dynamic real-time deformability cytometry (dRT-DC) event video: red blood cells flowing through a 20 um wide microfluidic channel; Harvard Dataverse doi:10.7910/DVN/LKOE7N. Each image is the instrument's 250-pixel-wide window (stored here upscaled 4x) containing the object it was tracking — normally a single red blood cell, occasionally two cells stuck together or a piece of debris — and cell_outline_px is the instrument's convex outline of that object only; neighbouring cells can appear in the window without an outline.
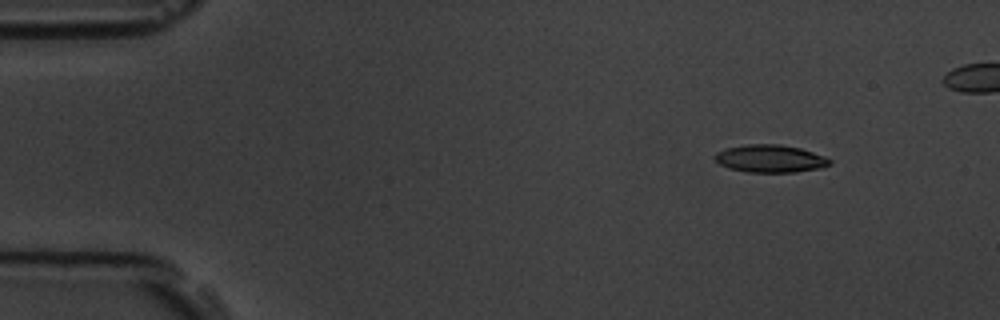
{"species": "common noctule bat (a hibernating species)", "species_latin": "Nyctalus noctula", "temperature_condition": "room temperature", "stored_images_in_passage": 5, "camera_frame_rate_fps": 3000, "um_per_image_px": 0.085, "animal": {"sex": "male", "body_mass_g": 19.5, "forearm_length_mm": 54.6}, "frame": {"image": 1, "passage_image": 1, "time_ms": 0.0, "image_size_px": [1000, 320], "cell_outline_px": [[832, 164], [820, 168], [796, 172], [748, 172], [728, 168], [720, 164], [712, 156], [716, 152], [724, 148], [748, 144], [780, 144], [800, 148], [824, 156], [832, 160]], "centroid_in_image_um": [65.45, 13.48], "position_along_channel_um": 19.5, "area_um2": 18.61}}